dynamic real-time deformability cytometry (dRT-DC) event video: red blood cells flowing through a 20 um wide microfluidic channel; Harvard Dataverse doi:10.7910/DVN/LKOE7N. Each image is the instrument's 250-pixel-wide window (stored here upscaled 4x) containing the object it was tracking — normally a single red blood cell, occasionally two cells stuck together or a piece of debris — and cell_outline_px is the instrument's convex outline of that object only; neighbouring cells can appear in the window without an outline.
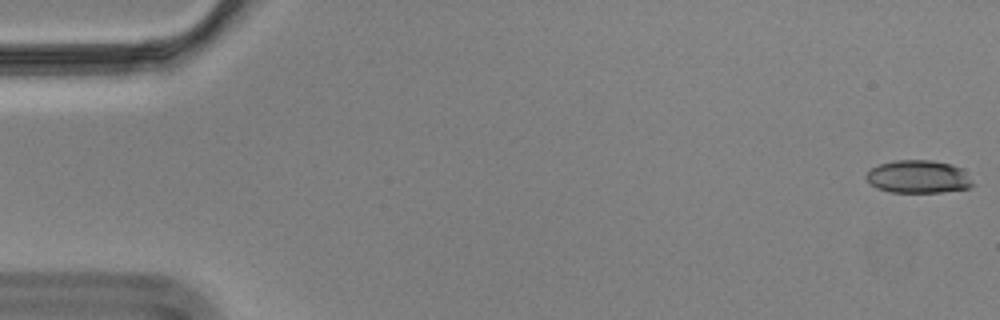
{"species": "Egyptian fruit bat (a non-hibernating species)", "species_latin": "Rousettus aegyptiacus", "temperature_condition": "cold", "stored_images_in_passage": 57, "camera_frame_rate_fps": 3000, "um_per_image_px": 0.085, "animal": {"sex": "male"}, "frame": {"image": 1, "passage_image": 1, "time_ms": 0.0, "image_size_px": [1000, 320], "cell_outline_px": [[976, 184], [968, 188], [940, 192], [892, 192], [876, 188], [864, 176], [872, 168], [880, 164], [896, 160], [932, 160], [952, 164], [960, 168]], "centroid_in_image_um": [78.07, 15.02], "position_along_channel_um": 6.9, "area_um2": 20.29}}
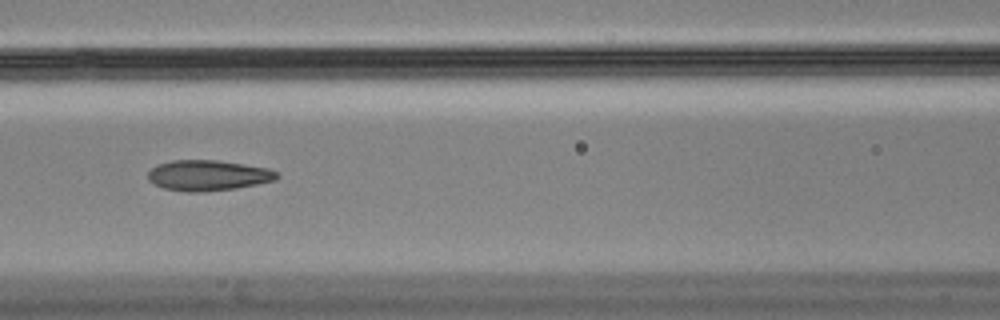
{"frame": {"image": 2, "passage_image": 25, "time_ms": 8.0, "image_size_px": [1000, 320], "cell_outline_px": [[280, 176], [276, 180], [236, 188], [200, 192], [188, 192], [164, 188], [148, 180], [148, 172], [156, 164], [172, 160], [216, 160], [244, 164], [268, 168], [276, 172]], "centroid_in_image_um": [17.68, 14.9], "position_along_channel_um": 148.9, "area_um2": 22.89}}
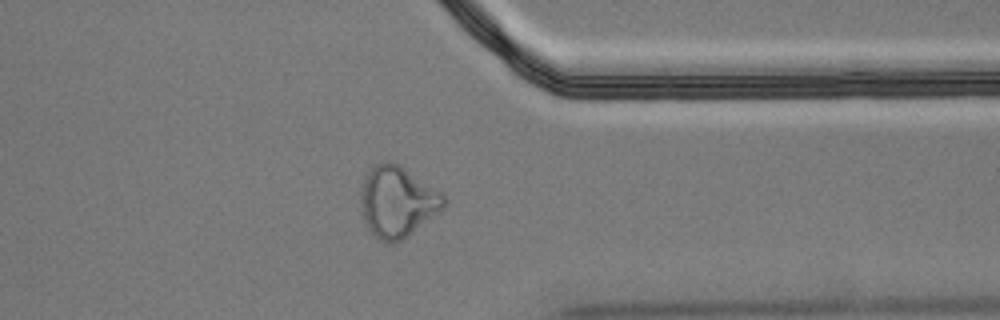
{"frame": {"image": 3, "passage_image": 45, "time_ms": 14.667, "image_size_px": [1000, 320], "cell_outline_px": [[448, 204], [440, 212], [408, 236], [392, 244], [388, 244], [376, 240], [368, 228], [364, 216], [360, 200], [360, 192], [364, 180], [372, 164], [400, 164], [444, 192], [448, 200]], "centroid_in_image_um": [33.84, 17.17], "position_along_channel_um": 377.6, "area_um2": 34.8}, "authors_computed_cell_mechanics": {"area_um2": 22.8888, "velocity_mm_per_s": 3.5219, "shape_relaxation_time_tau1_ms": null, "shape_relaxation_time_tau2_ms": 3.1245, "deformation_change_tau1": null, "deformation_change_tau2": 0.0955}}